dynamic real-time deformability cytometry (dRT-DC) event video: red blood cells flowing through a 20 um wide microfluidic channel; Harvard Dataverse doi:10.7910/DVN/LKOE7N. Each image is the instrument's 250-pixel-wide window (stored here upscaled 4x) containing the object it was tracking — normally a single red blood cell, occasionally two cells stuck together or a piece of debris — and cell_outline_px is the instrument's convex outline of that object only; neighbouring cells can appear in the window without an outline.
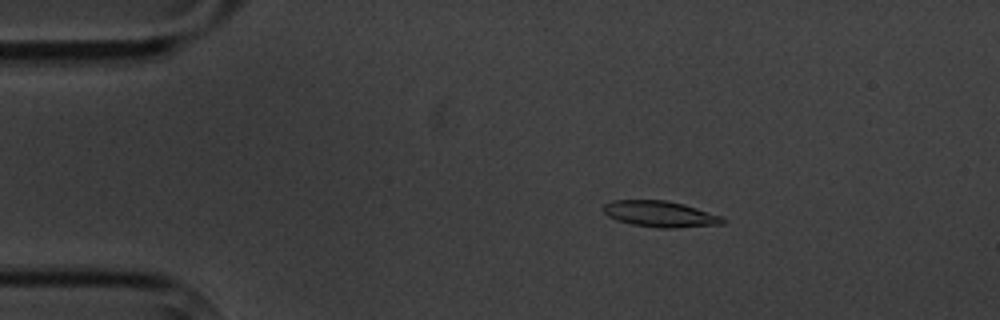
{"species": "common noctule bat (a hibernating species)", "species_latin": "Nyctalus noctula", "temperature_condition": "cold", "stored_images_in_passage": 3, "camera_frame_rate_fps": 3000, "um_per_image_px": 0.085, "animal": {"sex": "male", "body_mass_g": 20.1, "forearm_length_mm": 53.5}, "frame": {"image": 1, "passage_image": 2, "time_ms": 1.333, "image_size_px": [1000, 320], "cell_outline_px": [[728, 220], [724, 224], [676, 228], [656, 228], [632, 224], [616, 220], [608, 216], [604, 212], [604, 204], [612, 200], [668, 200], [684, 204], [724, 216]], "centroid_in_image_um": [56.18, 18.19], "position_along_channel_um": 28.8, "area_um2": 18.44}}